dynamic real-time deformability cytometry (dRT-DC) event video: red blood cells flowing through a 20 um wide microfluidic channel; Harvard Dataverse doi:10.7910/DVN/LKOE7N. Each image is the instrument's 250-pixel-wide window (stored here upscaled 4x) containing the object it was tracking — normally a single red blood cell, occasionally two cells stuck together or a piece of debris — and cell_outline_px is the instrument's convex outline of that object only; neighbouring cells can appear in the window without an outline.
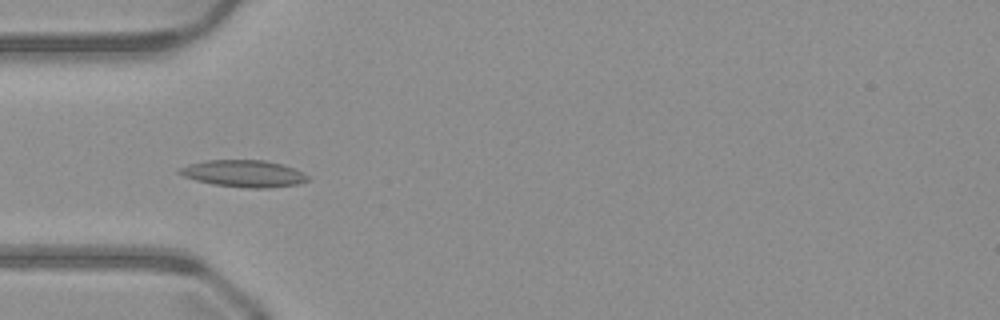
{"species": "common noctule bat (a hibernating species)", "species_latin": "Nyctalus noctula", "temperature_condition": "warm", "stored_images_in_passage": 51, "camera_frame_rate_fps": 3000, "um_per_image_px": 0.085, "animal": {"sex": "male", "body_mass_g": 23.1, "forearm_length_mm": 52.7}, "frame": {"image": 1, "passage_image": 16, "time_ms": 5.0, "image_size_px": [1000, 320], "cell_outline_px": [[312, 180], [300, 184], [268, 188], [248, 188], [212, 184], [196, 180], [184, 176], [176, 172], [176, 168], [188, 164], [208, 160], [264, 160], [284, 164], [304, 172], [312, 176]], "centroid_in_image_um": [20.78, 14.75], "position_along_channel_um": 64.2, "area_um2": 20.58}}
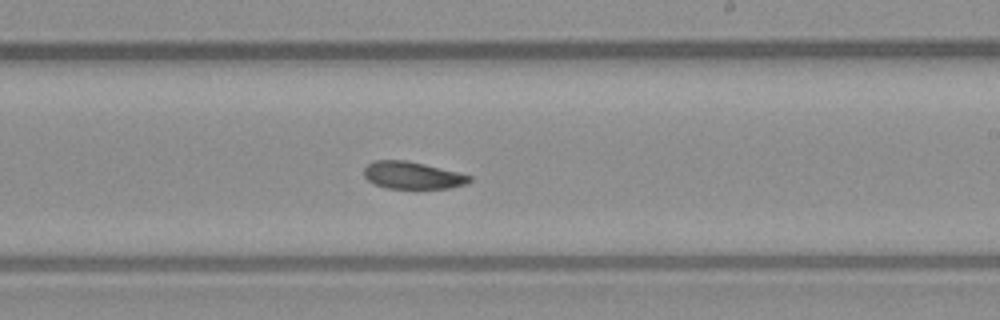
{"frame": {"image": 2, "passage_image": 30, "time_ms": 9.667, "image_size_px": [1000, 320], "cell_outline_px": [[472, 180], [464, 184], [448, 188], [388, 188], [376, 184], [368, 180], [364, 176], [364, 168], [368, 164], [376, 160], [408, 160], [472, 176]], "centroid_in_image_um": [35.04, 14.89], "position_along_channel_um": 254.0, "area_um2": 16.47}}
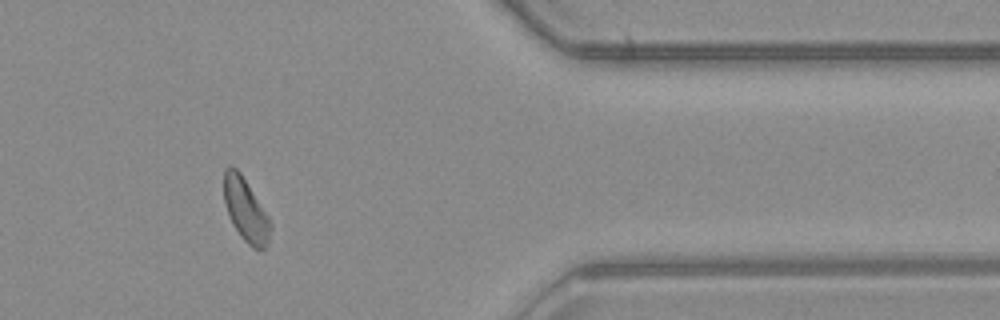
{"frame": {"image": 3, "passage_image": 42, "time_ms": 13.667, "image_size_px": [1000, 320], "cell_outline_px": [[272, 228], [268, 244], [264, 248], [252, 248], [240, 236], [232, 224], [224, 204], [224, 168], [228, 164], [232, 164], [240, 172], [272, 220]], "centroid_in_image_um": [20.89, 17.83], "position_along_channel_um": 390.5, "area_um2": 17.51}}